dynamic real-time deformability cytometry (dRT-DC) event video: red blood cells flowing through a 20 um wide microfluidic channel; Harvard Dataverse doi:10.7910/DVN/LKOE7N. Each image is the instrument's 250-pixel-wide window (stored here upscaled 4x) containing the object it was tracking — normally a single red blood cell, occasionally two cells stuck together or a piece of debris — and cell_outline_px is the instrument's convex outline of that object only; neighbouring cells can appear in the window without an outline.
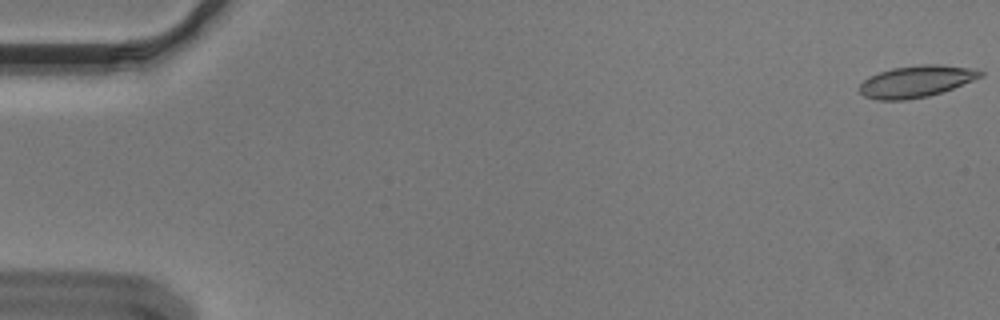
{"species": "Egyptian fruit bat (a non-hibernating species)", "species_latin": "Rousettus aegyptiacus", "temperature_condition": "cold", "stored_images_in_passage": 18, "camera_frame_rate_fps": 3000, "um_per_image_px": 0.085, "animal": {"sex": "male"}, "frame": {"image": 1, "passage_image": 1, "time_ms": 0.0, "image_size_px": [1000, 320], "cell_outline_px": [[984, 76], [952, 88], [928, 96], [908, 100], [876, 100], [864, 96], [860, 92], [860, 84], [864, 80], [880, 72], [892, 68], [920, 64], [940, 64], [976, 68], [984, 72]], "centroid_in_image_um": [77.92, 6.91], "position_along_channel_um": 7.1, "area_um2": 22.37}}
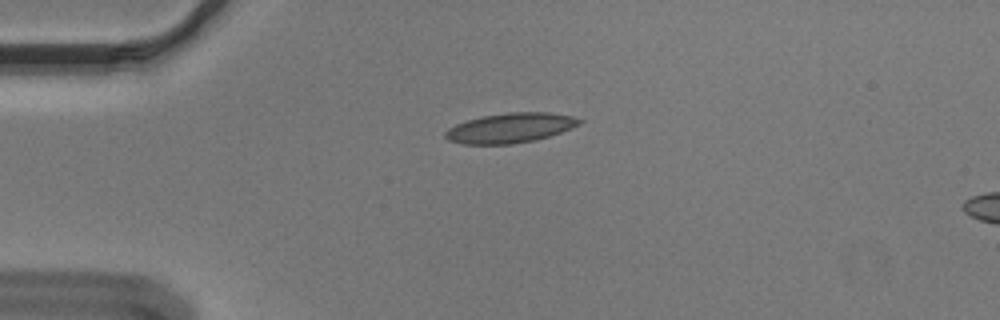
{"frame": {"image": 2, "passage_image": 14, "time_ms": 4.333, "image_size_px": [1000, 320], "cell_outline_px": [[584, 120], [580, 124], [572, 128], [536, 140], [512, 144], [460, 144], [448, 140], [444, 136], [444, 132], [448, 128], [456, 124], [468, 120], [484, 116], [508, 112], [548, 112], [572, 116]], "centroid_in_image_um": [43.37, 10.88], "position_along_channel_um": 41.6, "area_um2": 23.29}}